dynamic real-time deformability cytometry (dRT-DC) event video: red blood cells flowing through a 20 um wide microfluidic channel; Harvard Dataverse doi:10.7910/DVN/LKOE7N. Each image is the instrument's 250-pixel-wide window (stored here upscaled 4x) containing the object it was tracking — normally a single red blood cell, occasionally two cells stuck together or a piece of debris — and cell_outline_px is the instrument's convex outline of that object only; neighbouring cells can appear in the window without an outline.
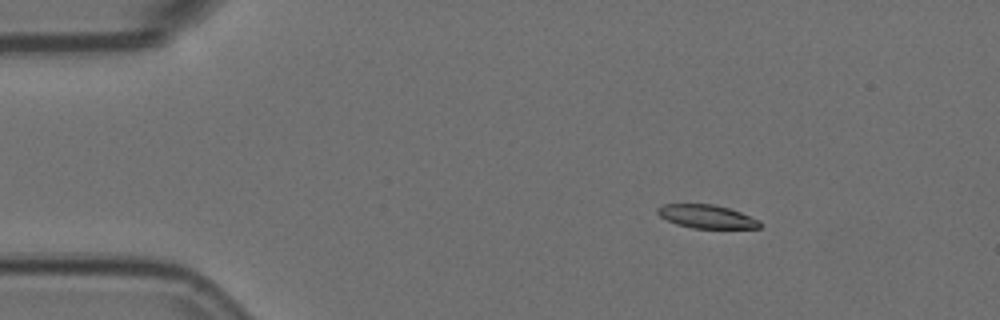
{"species": "Egyptian fruit bat (a non-hibernating species)", "species_latin": "Rousettus aegyptiacus", "temperature_condition": "room temperature", "stored_images_in_passage": 4, "camera_frame_rate_fps": 3000, "um_per_image_px": 0.085, "animal": {"sex": "female"}, "frame": {"image": 1, "passage_image": 2, "time_ms": 0.333, "image_size_px": [1000, 320], "cell_outline_px": [[764, 224], [760, 228], [692, 228], [676, 224], [660, 216], [656, 212], [656, 208], [664, 204], [712, 204], [728, 208], [740, 212], [760, 220]], "centroid_in_image_um": [60.09, 18.41], "position_along_channel_um": 24.9, "area_um2": 13.99}}